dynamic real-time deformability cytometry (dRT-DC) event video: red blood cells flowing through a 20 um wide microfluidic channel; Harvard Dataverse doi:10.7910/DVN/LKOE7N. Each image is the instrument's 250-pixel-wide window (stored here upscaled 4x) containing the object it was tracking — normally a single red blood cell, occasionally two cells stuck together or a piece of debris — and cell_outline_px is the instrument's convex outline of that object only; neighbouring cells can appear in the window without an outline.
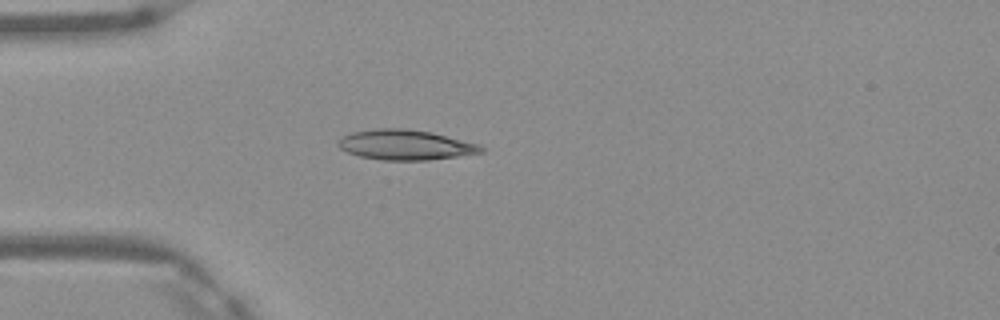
{"species": "Egyptian fruit bat (a non-hibernating species)", "species_latin": "Rousettus aegyptiacus", "temperature_condition": "warm", "stored_images_in_passage": 1, "camera_frame_rate_fps": 3000, "um_per_image_px": 0.085, "frame": {"image": 1, "passage_image": 1, "time_ms": 0.0, "image_size_px": [1000, 320], "cell_outline_px": [[484, 152], [428, 160], [380, 160], [360, 156], [348, 152], [340, 148], [336, 144], [344, 136], [352, 132], [376, 128], [404, 128], [428, 132], [476, 144], [484, 148]], "centroid_in_image_um": [34.4, 12.32], "position_along_channel_um": 50.6, "area_um2": 24.57}}